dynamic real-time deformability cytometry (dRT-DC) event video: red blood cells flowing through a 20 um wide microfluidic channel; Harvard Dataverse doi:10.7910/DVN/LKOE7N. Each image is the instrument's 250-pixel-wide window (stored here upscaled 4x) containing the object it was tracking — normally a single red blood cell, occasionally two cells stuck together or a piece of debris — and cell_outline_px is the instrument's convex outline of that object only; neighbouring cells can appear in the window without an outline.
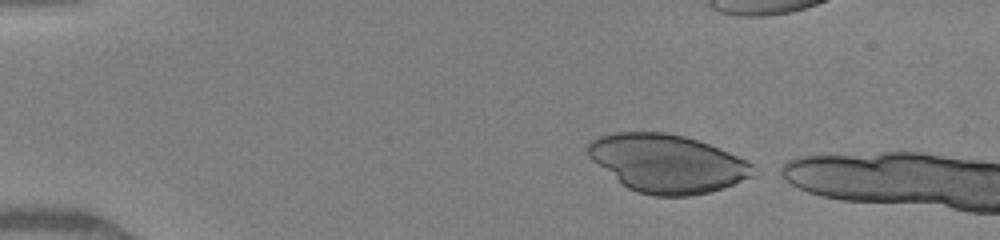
{"species": "human", "species_latin": "Homo sapiens", "temperature_condition": "warm", "stored_images_in_passage": 5, "camera_frame_rate_fps": 3000, "um_per_image_px": 0.085, "donor": {"sex": "female"}, "frame": {"image": 1, "passage_image": 1, "time_ms": 0.0, "image_size_px": [1000, 240], "cell_outline_px": [[756, 176], [708, 192], [688, 196], [656, 196], [636, 192], [628, 188], [592, 160], [588, 156], [588, 140], [596, 136], [616, 132], [668, 132], [684, 136], [708, 144], [728, 152], [752, 164], [756, 168]], "centroid_in_image_um": [56.69, 13.88], "position_along_channel_um": 28.3, "area_um2": 55.72}}